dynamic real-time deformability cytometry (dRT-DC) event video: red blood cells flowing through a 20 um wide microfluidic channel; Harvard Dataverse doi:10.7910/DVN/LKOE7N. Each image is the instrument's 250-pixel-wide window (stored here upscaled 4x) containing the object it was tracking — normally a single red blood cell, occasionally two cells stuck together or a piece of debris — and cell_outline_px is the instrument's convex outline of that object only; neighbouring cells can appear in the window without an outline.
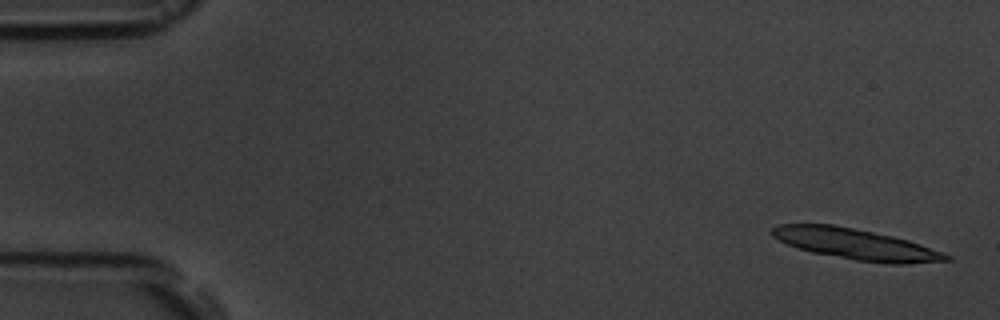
{"species": "common noctule bat (a hibernating species)", "species_latin": "Nyctalus noctula", "temperature_condition": "room temperature", "stored_images_in_passage": 5, "camera_frame_rate_fps": 3000, "um_per_image_px": 0.085, "animal": {"sex": "male", "body_mass_g": 19.5, "forearm_length_mm": 54.6}, "frame": {"image": 1, "passage_image": 1, "time_ms": 0.0, "image_size_px": [1000, 320], "cell_outline_px": [[952, 260], [904, 264], [892, 264], [856, 260], [812, 252], [788, 244], [772, 236], [768, 232], [776, 224], [832, 224], [892, 236], [908, 240], [944, 252], [952, 256]], "centroid_in_image_um": [72.75, 20.75], "position_along_channel_um": 12.2, "area_um2": 31.1}}